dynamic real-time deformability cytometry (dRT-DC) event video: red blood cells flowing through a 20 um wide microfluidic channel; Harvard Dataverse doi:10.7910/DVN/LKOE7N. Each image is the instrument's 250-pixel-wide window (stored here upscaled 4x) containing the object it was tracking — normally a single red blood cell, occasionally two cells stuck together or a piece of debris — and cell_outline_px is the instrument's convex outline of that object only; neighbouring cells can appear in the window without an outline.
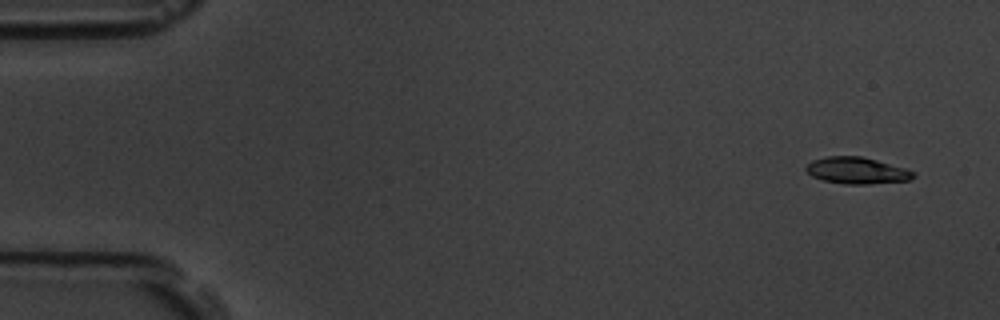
{"species": "common noctule bat (a hibernating species)", "species_latin": "Nyctalus noctula", "temperature_condition": "room temperature", "stored_images_in_passage": 6, "camera_frame_rate_fps": 3000, "um_per_image_px": 0.085, "animal": {"sex": "male", "body_mass_g": 19.5, "forearm_length_mm": 54.6}, "frame": {"image": 1, "passage_image": 1, "time_ms": 0.0, "image_size_px": [1000, 320], "cell_outline_px": [[916, 176], [908, 180], [868, 184], [844, 184], [824, 180], [812, 176], [804, 168], [812, 160], [828, 156], [860, 156], [876, 160], [904, 168], [916, 172]], "centroid_in_image_um": [72.83, 14.49], "position_along_channel_um": 12.2, "area_um2": 16.47}}
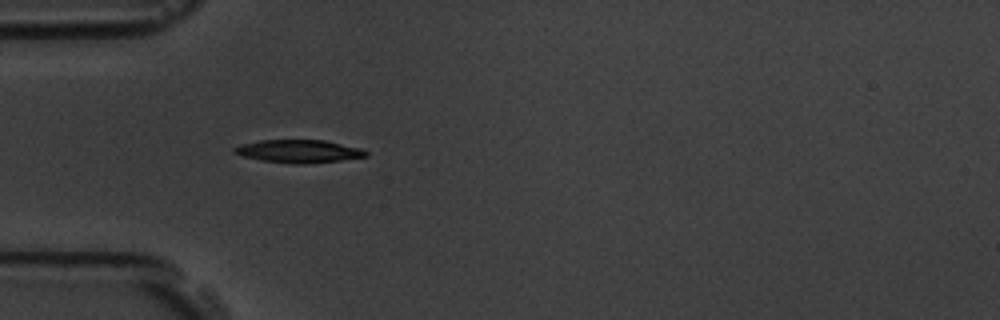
{"frame": {"image": 2, "passage_image": 5, "time_ms": 4.667, "image_size_px": [1000, 320], "cell_outline_px": [[368, 156], [340, 160], [304, 164], [292, 164], [260, 160], [244, 156], [232, 152], [232, 148], [240, 144], [260, 140], [324, 140], [360, 148], [368, 152]], "centroid_in_image_um": [25.36, 12.85], "position_along_channel_um": 59.6, "area_um2": 17.57}}
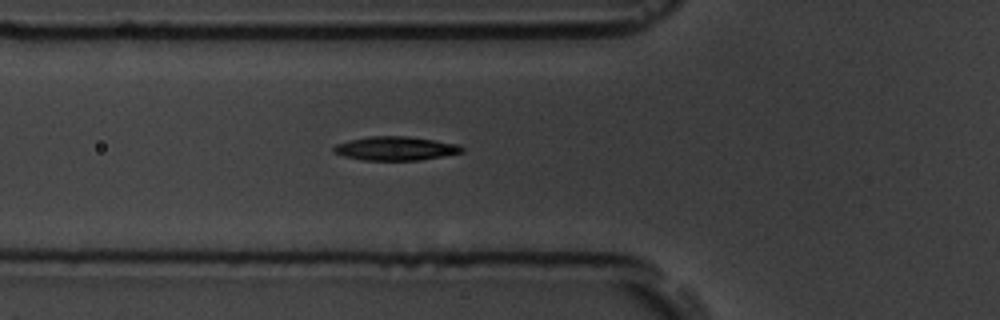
{"frame": {"image": 3, "passage_image": 6, "time_ms": 5.667, "image_size_px": [1000, 320], "cell_outline_px": [[464, 152], [420, 160], [364, 160], [344, 156], [332, 152], [332, 148], [336, 144], [368, 136], [408, 136], [456, 144], [464, 148]], "centroid_in_image_um": [33.6, 12.62], "position_along_channel_um": 92.2, "area_um2": 17.63}}